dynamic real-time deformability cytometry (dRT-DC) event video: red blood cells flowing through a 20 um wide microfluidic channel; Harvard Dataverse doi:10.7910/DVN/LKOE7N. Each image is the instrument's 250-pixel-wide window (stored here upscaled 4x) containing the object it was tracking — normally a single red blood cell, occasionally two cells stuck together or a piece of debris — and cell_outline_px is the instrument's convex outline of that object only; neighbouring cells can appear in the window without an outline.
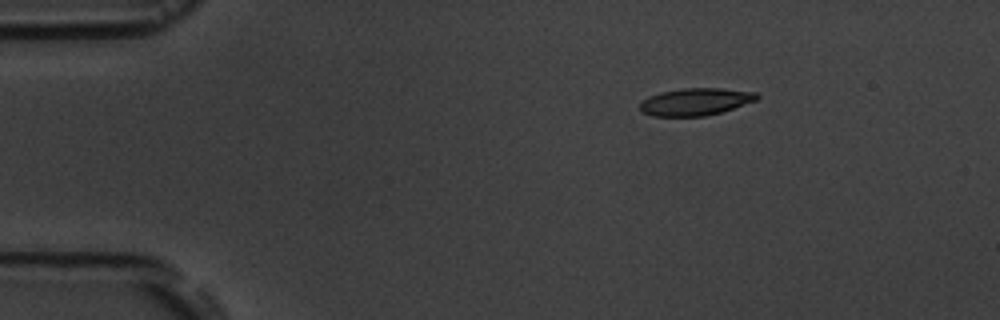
{"species": "common noctule bat (a hibernating species)", "species_latin": "Nyctalus noctula", "temperature_condition": "room temperature", "stored_images_in_passage": 10, "camera_frame_rate_fps": 3000, "um_per_image_px": 0.085, "animal": {"sex": "male", "body_mass_g": 19.5, "forearm_length_mm": 54.6}, "frame": {"image": 1, "passage_image": 1, "time_ms": 0.0, "image_size_px": [1000, 320], "cell_outline_px": [[760, 96], [756, 100], [720, 112], [704, 116], [652, 116], [640, 112], [640, 104], [648, 96], [660, 92], [684, 88], [720, 88], [756, 92]], "centroid_in_image_um": [59.08, 8.64], "position_along_channel_um": 25.9, "area_um2": 18.5}}
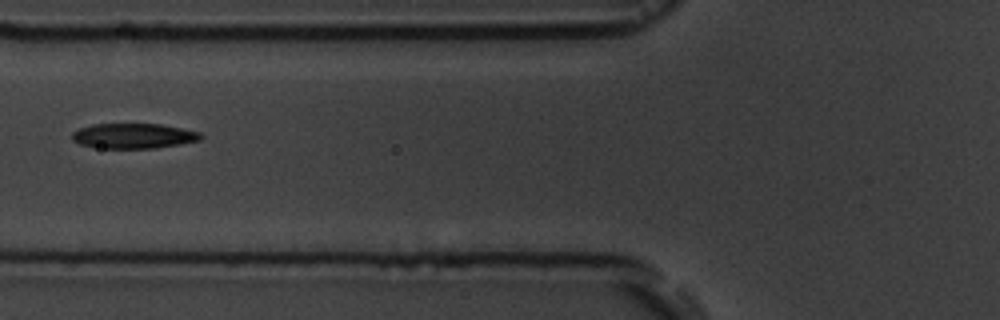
{"frame": {"image": 2, "passage_image": 5, "time_ms": 4.333, "image_size_px": [1000, 320], "cell_outline_px": [[204, 136], [200, 140], [180, 144], [156, 148], [100, 148], [80, 144], [72, 140], [72, 132], [80, 128], [92, 124], [160, 124], [200, 132]], "centroid_in_image_um": [11.35, 11.55], "position_along_channel_um": 114.4, "area_um2": 18.79}}
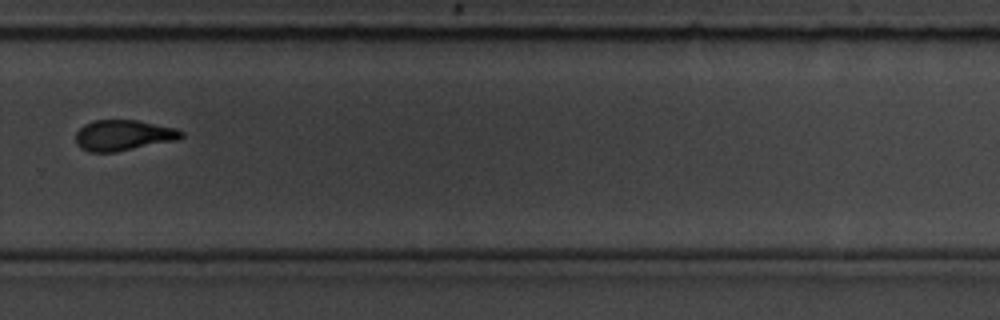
{"frame": {"image": 3, "passage_image": 10, "time_ms": 10.0, "image_size_px": [1000, 320], "cell_outline_px": [[184, 136], [176, 140], [116, 152], [88, 152], [80, 148], [76, 144], [76, 132], [84, 124], [92, 120], [136, 120], [176, 128], [184, 132]], "centroid_in_image_um": [10.46, 11.5], "position_along_channel_um": 319.3, "area_um2": 18.96}}